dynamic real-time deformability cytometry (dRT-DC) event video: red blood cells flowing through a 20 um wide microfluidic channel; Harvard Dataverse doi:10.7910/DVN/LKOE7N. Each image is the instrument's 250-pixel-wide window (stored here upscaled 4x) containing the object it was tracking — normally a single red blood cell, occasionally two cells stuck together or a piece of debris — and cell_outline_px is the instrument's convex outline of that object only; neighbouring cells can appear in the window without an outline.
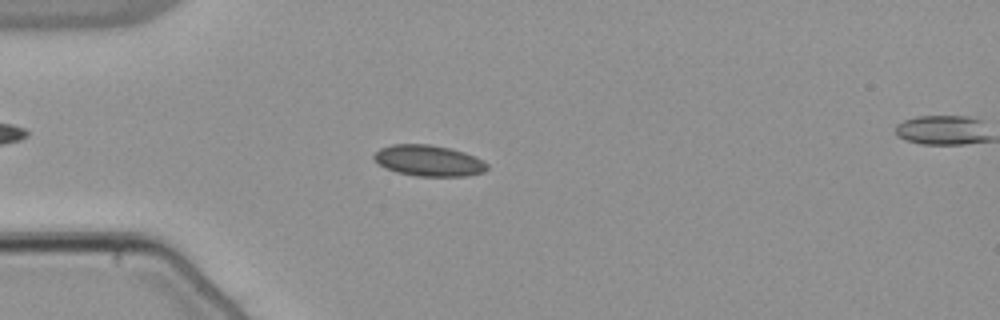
{"species": "common noctule bat (a hibernating species)", "species_latin": "Nyctalus noctula", "temperature_condition": "warm", "stored_images_in_passage": 54, "camera_frame_rate_fps": 3000, "um_per_image_px": 0.085, "animal": {"sex": "male", "body_mass_g": 21.5, "forearm_length_mm": 52.0}, "frame": {"image": 1, "passage_image": 15, "time_ms": 4.667, "image_size_px": [1000, 320], "cell_outline_px": [[488, 168], [484, 172], [468, 176], [416, 176], [396, 172], [384, 168], [372, 156], [380, 148], [392, 144], [428, 144], [452, 148], [476, 156], [488, 164]], "centroid_in_image_um": [36.46, 13.65], "position_along_channel_um": 48.5, "area_um2": 20.63}}
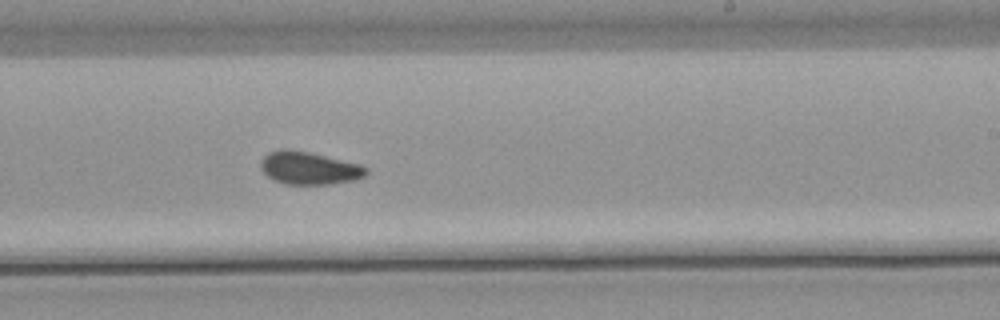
{"frame": {"image": 2, "passage_image": 33, "time_ms": 10.667, "image_size_px": [1000, 320], "cell_outline_px": [[368, 172], [364, 176], [356, 180], [332, 184], [284, 184], [268, 176], [260, 168], [260, 164], [264, 156], [268, 152], [284, 148], [308, 152], [360, 164], [368, 168]], "centroid_in_image_um": [26.29, 14.29], "position_along_channel_um": 262.7, "area_um2": 20.06}}
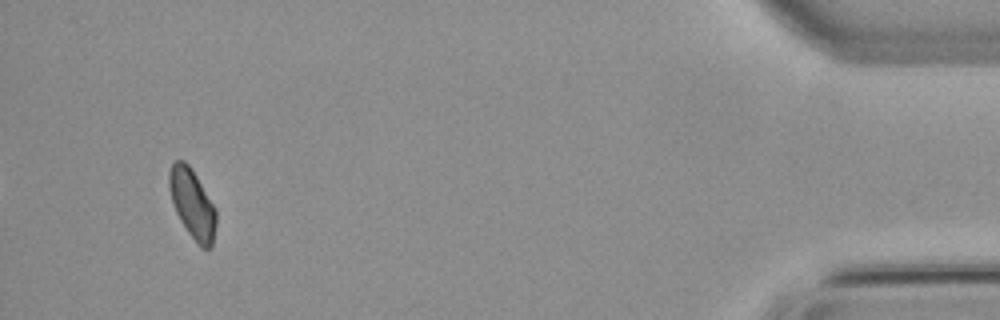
{"frame": {"image": 3, "passage_image": 51, "time_ms": 16.667, "image_size_px": [1000, 320], "cell_outline_px": [[216, 224], [212, 248], [200, 248], [188, 232], [180, 220], [176, 212], [168, 188], [168, 172], [172, 164], [176, 160], [184, 160], [188, 164], [196, 176], [216, 208]], "centroid_in_image_um": [16.35, 17.33], "position_along_channel_um": 418.9, "area_um2": 18.96}, "authors_computed_cell_mechanics": {"area_um2": 19.8254, "velocity_mm_per_s": 3.8402, "shape_relaxation_time_tau1_ms": null, "shape_relaxation_time_tau2_ms": 4.2963, "deformation_change_tau1": null, "deformation_change_tau2": 0.0743}}